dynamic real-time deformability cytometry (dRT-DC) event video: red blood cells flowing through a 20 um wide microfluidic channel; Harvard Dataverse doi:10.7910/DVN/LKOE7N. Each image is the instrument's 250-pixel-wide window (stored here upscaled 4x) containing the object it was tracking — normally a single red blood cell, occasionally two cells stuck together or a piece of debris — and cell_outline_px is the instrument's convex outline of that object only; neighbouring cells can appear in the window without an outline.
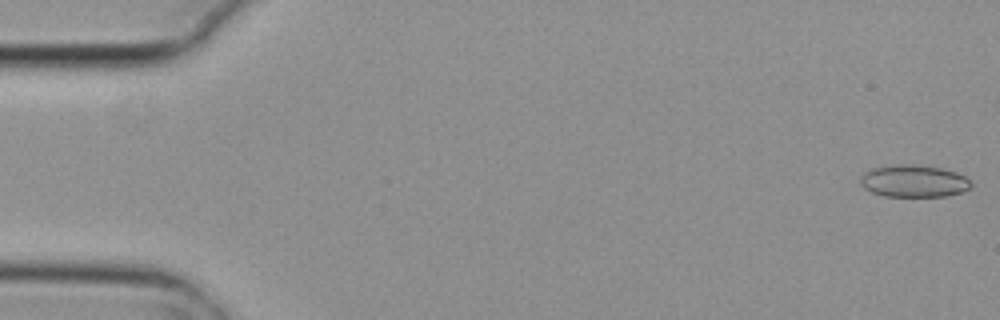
{"species": "common noctule bat (a hibernating species)", "species_latin": "Nyctalus noctula", "temperature_condition": "cold", "stored_images_in_passage": 7, "camera_frame_rate_fps": 3000, "um_per_image_px": 0.085, "animal": {"sex": "female", "body_mass_g": 29.2, "forearm_length_mm": 56.3}, "frame": {"image": 1, "passage_image": 1, "time_ms": 0.0, "image_size_px": [1000, 320], "cell_outline_px": [[972, 184], [968, 188], [960, 192], [948, 196], [884, 196], [872, 192], [864, 188], [860, 184], [860, 176], [872, 168], [896, 164], [912, 164], [940, 168], [956, 172], [972, 180]], "centroid_in_image_um": [77.66, 15.39], "position_along_channel_um": 7.3, "area_um2": 20.75}}
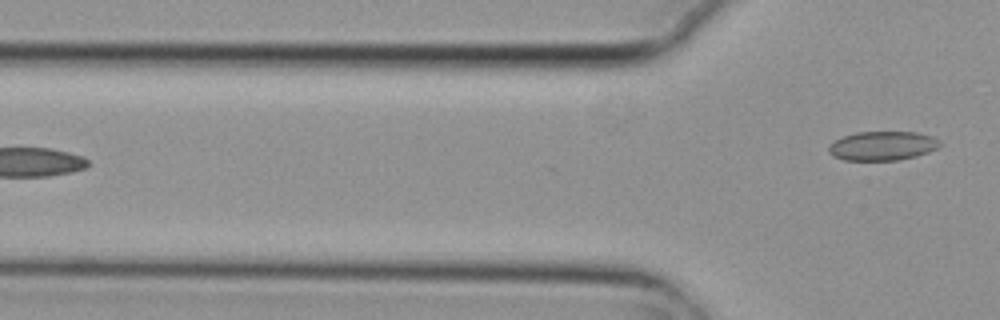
{"frame": {"image": 2, "passage_image": 7, "time_ms": 2.0, "image_size_px": [1000, 320], "cell_outline_px": [[940, 144], [936, 148], [928, 152], [916, 156], [900, 160], [844, 160], [832, 156], [828, 152], [828, 144], [844, 136], [856, 132], [916, 132], [932, 136], [940, 140]], "centroid_in_image_um": [74.98, 12.4], "position_along_channel_um": 50.8, "area_um2": 18.9}}